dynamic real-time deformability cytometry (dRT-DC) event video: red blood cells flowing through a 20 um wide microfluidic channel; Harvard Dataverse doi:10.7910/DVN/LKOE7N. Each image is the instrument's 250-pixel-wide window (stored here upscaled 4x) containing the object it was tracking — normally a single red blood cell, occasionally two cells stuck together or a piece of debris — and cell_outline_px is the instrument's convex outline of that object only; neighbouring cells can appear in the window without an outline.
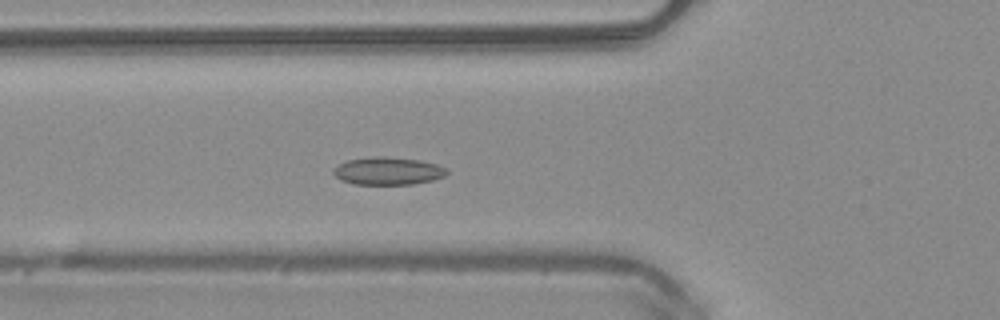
{"species": "common noctule bat (a hibernating species)", "species_latin": "Nyctalus noctula", "temperature_condition": "warm", "stored_images_in_passage": 51, "camera_frame_rate_fps": 3000, "um_per_image_px": 0.085, "animal": {"sex": "male", "body_mass_g": 20.4}, "frame": {"image": 1, "passage_image": 18, "time_ms": 5.667, "image_size_px": [1000, 320], "cell_outline_px": [[448, 172], [444, 176], [432, 180], [412, 184], [352, 184], [340, 180], [332, 172], [340, 164], [348, 160], [372, 156], [388, 156], [420, 160], [436, 164], [448, 168]], "centroid_in_image_um": [32.99, 14.52], "position_along_channel_um": 92.8, "area_um2": 18.32}}
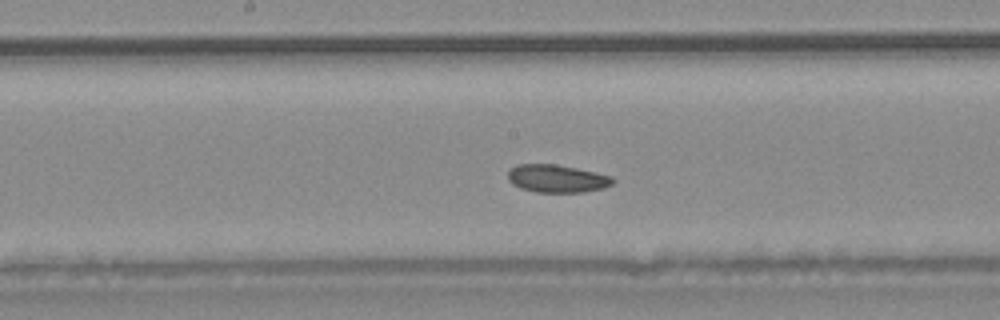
{"frame": {"image": 2, "passage_image": 26, "time_ms": 8.333, "image_size_px": [1000, 320], "cell_outline_px": [[616, 180], [612, 184], [604, 188], [584, 192], [536, 192], [520, 188], [512, 184], [508, 180], [508, 172], [516, 164], [556, 164], [596, 172], [612, 176]], "centroid_in_image_um": [47.35, 15.18], "position_along_channel_um": 200.8, "area_um2": 17.11}}
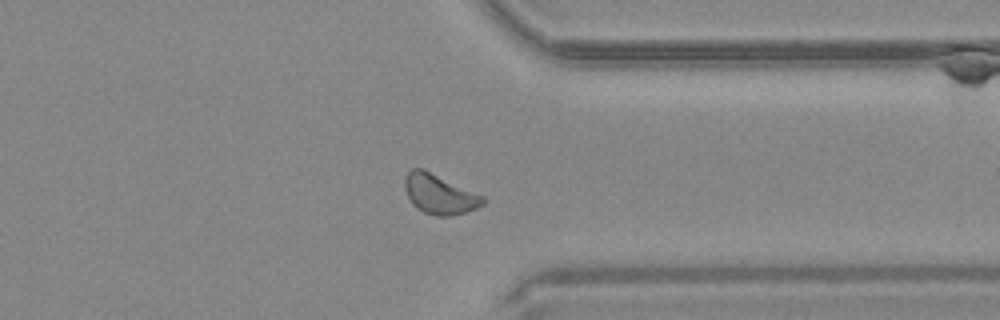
{"frame": {"image": 3, "passage_image": 39, "time_ms": 12.667, "image_size_px": [1000, 320], "cell_outline_px": [[488, 200], [484, 204], [476, 208], [464, 212], [448, 216], [436, 216], [424, 212], [416, 208], [412, 204], [404, 188], [404, 180], [408, 172], [412, 168], [424, 168], [484, 196]], "centroid_in_image_um": [37.36, 16.49], "position_along_channel_um": 374.0, "area_um2": 18.21}}